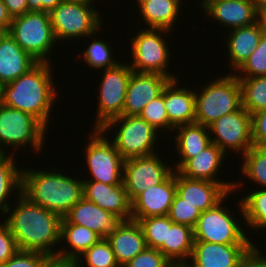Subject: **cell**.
Returning a JSON list of instances; mask_svg holds the SVG:
<instances>
[{
  "mask_svg": "<svg viewBox=\"0 0 266 267\" xmlns=\"http://www.w3.org/2000/svg\"><path fill=\"white\" fill-rule=\"evenodd\" d=\"M18 196V203L14 209L8 208L6 214L10 215L4 221L15 238L18 249L42 253L55 259L57 251L52 250L55 244H61L62 217L32 203L22 193H18Z\"/></svg>",
  "mask_w": 266,
  "mask_h": 267,
  "instance_id": "6da1fadb",
  "label": "cell"
},
{
  "mask_svg": "<svg viewBox=\"0 0 266 267\" xmlns=\"http://www.w3.org/2000/svg\"><path fill=\"white\" fill-rule=\"evenodd\" d=\"M50 62H38L27 73L3 85V105L37 118L46 128L57 92Z\"/></svg>",
  "mask_w": 266,
  "mask_h": 267,
  "instance_id": "7a4b0ae2",
  "label": "cell"
},
{
  "mask_svg": "<svg viewBox=\"0 0 266 267\" xmlns=\"http://www.w3.org/2000/svg\"><path fill=\"white\" fill-rule=\"evenodd\" d=\"M21 193L32 203L64 217L83 198V180L53 170H22Z\"/></svg>",
  "mask_w": 266,
  "mask_h": 267,
  "instance_id": "3957f363",
  "label": "cell"
},
{
  "mask_svg": "<svg viewBox=\"0 0 266 267\" xmlns=\"http://www.w3.org/2000/svg\"><path fill=\"white\" fill-rule=\"evenodd\" d=\"M242 107V90L236 74L225 75L195 91V123L209 127L221 116Z\"/></svg>",
  "mask_w": 266,
  "mask_h": 267,
  "instance_id": "277c9868",
  "label": "cell"
},
{
  "mask_svg": "<svg viewBox=\"0 0 266 267\" xmlns=\"http://www.w3.org/2000/svg\"><path fill=\"white\" fill-rule=\"evenodd\" d=\"M8 33L16 43L38 62L47 59L56 43L49 12L28 11L14 17Z\"/></svg>",
  "mask_w": 266,
  "mask_h": 267,
  "instance_id": "5b68a950",
  "label": "cell"
},
{
  "mask_svg": "<svg viewBox=\"0 0 266 267\" xmlns=\"http://www.w3.org/2000/svg\"><path fill=\"white\" fill-rule=\"evenodd\" d=\"M117 125L120 127L118 131L115 130L117 133L113 143L124 160L155 154L154 145L158 131L147 121L139 115H121L109 120L101 130L108 132Z\"/></svg>",
  "mask_w": 266,
  "mask_h": 267,
  "instance_id": "8992f818",
  "label": "cell"
},
{
  "mask_svg": "<svg viewBox=\"0 0 266 267\" xmlns=\"http://www.w3.org/2000/svg\"><path fill=\"white\" fill-rule=\"evenodd\" d=\"M47 128L34 116L5 105L0 106V154L5 155L6 147H25L32 145L40 151L44 146ZM2 146V147H1Z\"/></svg>",
  "mask_w": 266,
  "mask_h": 267,
  "instance_id": "52a82bcc",
  "label": "cell"
},
{
  "mask_svg": "<svg viewBox=\"0 0 266 267\" xmlns=\"http://www.w3.org/2000/svg\"><path fill=\"white\" fill-rule=\"evenodd\" d=\"M91 5L62 1L49 12L56 41L90 37L99 31L102 19Z\"/></svg>",
  "mask_w": 266,
  "mask_h": 267,
  "instance_id": "ba28073f",
  "label": "cell"
},
{
  "mask_svg": "<svg viewBox=\"0 0 266 267\" xmlns=\"http://www.w3.org/2000/svg\"><path fill=\"white\" fill-rule=\"evenodd\" d=\"M167 32L169 30L161 28H145L138 31L130 44L133 63L129 65L133 71L157 73L171 80L176 79L171 72H167L170 50L164 37L160 35Z\"/></svg>",
  "mask_w": 266,
  "mask_h": 267,
  "instance_id": "9c48e42d",
  "label": "cell"
},
{
  "mask_svg": "<svg viewBox=\"0 0 266 267\" xmlns=\"http://www.w3.org/2000/svg\"><path fill=\"white\" fill-rule=\"evenodd\" d=\"M90 135V142L85 148L87 169L92 174V181L108 185H117L123 182L124 159L119 154L114 143L108 140L105 132L94 129ZM104 133V134H103ZM106 137V138H105Z\"/></svg>",
  "mask_w": 266,
  "mask_h": 267,
  "instance_id": "30bf717a",
  "label": "cell"
},
{
  "mask_svg": "<svg viewBox=\"0 0 266 267\" xmlns=\"http://www.w3.org/2000/svg\"><path fill=\"white\" fill-rule=\"evenodd\" d=\"M228 194L214 207L201 212L193 228L194 241H205L218 244H254L246 236L229 211L222 207ZM245 232V234H244Z\"/></svg>",
  "mask_w": 266,
  "mask_h": 267,
  "instance_id": "8fae6325",
  "label": "cell"
},
{
  "mask_svg": "<svg viewBox=\"0 0 266 267\" xmlns=\"http://www.w3.org/2000/svg\"><path fill=\"white\" fill-rule=\"evenodd\" d=\"M132 71L130 65L125 62L105 69L102 82L99 85L98 111L93 129H101L109 120L123 115Z\"/></svg>",
  "mask_w": 266,
  "mask_h": 267,
  "instance_id": "7c38bea8",
  "label": "cell"
},
{
  "mask_svg": "<svg viewBox=\"0 0 266 267\" xmlns=\"http://www.w3.org/2000/svg\"><path fill=\"white\" fill-rule=\"evenodd\" d=\"M172 172V167H167L157 154L126 159L123 184L129 201L132 202L148 186L162 183Z\"/></svg>",
  "mask_w": 266,
  "mask_h": 267,
  "instance_id": "4fadbf2b",
  "label": "cell"
},
{
  "mask_svg": "<svg viewBox=\"0 0 266 267\" xmlns=\"http://www.w3.org/2000/svg\"><path fill=\"white\" fill-rule=\"evenodd\" d=\"M209 129L215 137L211 142L216 144L224 153L233 149L243 155L254 145L252 138L251 114L243 107L238 111L221 116L213 122Z\"/></svg>",
  "mask_w": 266,
  "mask_h": 267,
  "instance_id": "5bb4252c",
  "label": "cell"
},
{
  "mask_svg": "<svg viewBox=\"0 0 266 267\" xmlns=\"http://www.w3.org/2000/svg\"><path fill=\"white\" fill-rule=\"evenodd\" d=\"M170 80L162 74L132 71L123 115H139L147 104L162 94Z\"/></svg>",
  "mask_w": 266,
  "mask_h": 267,
  "instance_id": "9a60e30c",
  "label": "cell"
},
{
  "mask_svg": "<svg viewBox=\"0 0 266 267\" xmlns=\"http://www.w3.org/2000/svg\"><path fill=\"white\" fill-rule=\"evenodd\" d=\"M176 193V171L172 172L162 183L149 187L131 202V218L165 216Z\"/></svg>",
  "mask_w": 266,
  "mask_h": 267,
  "instance_id": "2e32d148",
  "label": "cell"
},
{
  "mask_svg": "<svg viewBox=\"0 0 266 267\" xmlns=\"http://www.w3.org/2000/svg\"><path fill=\"white\" fill-rule=\"evenodd\" d=\"M253 244H218L194 241L190 267H238L242 256Z\"/></svg>",
  "mask_w": 266,
  "mask_h": 267,
  "instance_id": "e0dca14e",
  "label": "cell"
},
{
  "mask_svg": "<svg viewBox=\"0 0 266 267\" xmlns=\"http://www.w3.org/2000/svg\"><path fill=\"white\" fill-rule=\"evenodd\" d=\"M176 193L184 202L198 208L201 212L209 210L227 194H231L221 183L201 179H191L176 171Z\"/></svg>",
  "mask_w": 266,
  "mask_h": 267,
  "instance_id": "ac0fdd59",
  "label": "cell"
},
{
  "mask_svg": "<svg viewBox=\"0 0 266 267\" xmlns=\"http://www.w3.org/2000/svg\"><path fill=\"white\" fill-rule=\"evenodd\" d=\"M201 5L208 16L229 29L257 22V11L252 0H201Z\"/></svg>",
  "mask_w": 266,
  "mask_h": 267,
  "instance_id": "d6986e66",
  "label": "cell"
},
{
  "mask_svg": "<svg viewBox=\"0 0 266 267\" xmlns=\"http://www.w3.org/2000/svg\"><path fill=\"white\" fill-rule=\"evenodd\" d=\"M64 217L72 224L89 228L101 238H106L124 221L117 214L102 209L84 197Z\"/></svg>",
  "mask_w": 266,
  "mask_h": 267,
  "instance_id": "ffe728a7",
  "label": "cell"
},
{
  "mask_svg": "<svg viewBox=\"0 0 266 267\" xmlns=\"http://www.w3.org/2000/svg\"><path fill=\"white\" fill-rule=\"evenodd\" d=\"M83 197L102 209L117 214L123 220L131 219V202L123 182L108 185L85 179L83 180Z\"/></svg>",
  "mask_w": 266,
  "mask_h": 267,
  "instance_id": "44dd1931",
  "label": "cell"
},
{
  "mask_svg": "<svg viewBox=\"0 0 266 267\" xmlns=\"http://www.w3.org/2000/svg\"><path fill=\"white\" fill-rule=\"evenodd\" d=\"M224 153L216 144L210 143L195 157L188 159L177 172L191 179L208 180L221 183L229 192H234L240 183L225 182L217 179V172L224 161ZM216 177V178H215Z\"/></svg>",
  "mask_w": 266,
  "mask_h": 267,
  "instance_id": "7402d4cb",
  "label": "cell"
},
{
  "mask_svg": "<svg viewBox=\"0 0 266 267\" xmlns=\"http://www.w3.org/2000/svg\"><path fill=\"white\" fill-rule=\"evenodd\" d=\"M120 267H124L147 245L143 231L136 220H124L106 237Z\"/></svg>",
  "mask_w": 266,
  "mask_h": 267,
  "instance_id": "603a6c76",
  "label": "cell"
},
{
  "mask_svg": "<svg viewBox=\"0 0 266 267\" xmlns=\"http://www.w3.org/2000/svg\"><path fill=\"white\" fill-rule=\"evenodd\" d=\"M36 61L7 32L0 41V84H8L34 67Z\"/></svg>",
  "mask_w": 266,
  "mask_h": 267,
  "instance_id": "cb8c5ba5",
  "label": "cell"
},
{
  "mask_svg": "<svg viewBox=\"0 0 266 267\" xmlns=\"http://www.w3.org/2000/svg\"><path fill=\"white\" fill-rule=\"evenodd\" d=\"M178 81L177 78L172 79L164 88V105L174 128L195 123V91L185 87L176 88Z\"/></svg>",
  "mask_w": 266,
  "mask_h": 267,
  "instance_id": "d4e9b609",
  "label": "cell"
},
{
  "mask_svg": "<svg viewBox=\"0 0 266 267\" xmlns=\"http://www.w3.org/2000/svg\"><path fill=\"white\" fill-rule=\"evenodd\" d=\"M194 246L191 226L174 223L167 215L166 241L158 249L171 263H188Z\"/></svg>",
  "mask_w": 266,
  "mask_h": 267,
  "instance_id": "484cf974",
  "label": "cell"
},
{
  "mask_svg": "<svg viewBox=\"0 0 266 267\" xmlns=\"http://www.w3.org/2000/svg\"><path fill=\"white\" fill-rule=\"evenodd\" d=\"M101 237L87 227L70 223L65 217L61 220L60 241H67L70 250H58L57 260L75 262L86 250L96 244Z\"/></svg>",
  "mask_w": 266,
  "mask_h": 267,
  "instance_id": "4316f807",
  "label": "cell"
},
{
  "mask_svg": "<svg viewBox=\"0 0 266 267\" xmlns=\"http://www.w3.org/2000/svg\"><path fill=\"white\" fill-rule=\"evenodd\" d=\"M227 37L228 54L231 68L235 71L258 47L264 33L258 22L241 28L232 29Z\"/></svg>",
  "mask_w": 266,
  "mask_h": 267,
  "instance_id": "83f0119b",
  "label": "cell"
},
{
  "mask_svg": "<svg viewBox=\"0 0 266 267\" xmlns=\"http://www.w3.org/2000/svg\"><path fill=\"white\" fill-rule=\"evenodd\" d=\"M174 129L179 130L175 145L181 157L175 166L177 171L188 159L195 157L211 143V133H208L209 127L198 123L180 125Z\"/></svg>",
  "mask_w": 266,
  "mask_h": 267,
  "instance_id": "f1b7e54d",
  "label": "cell"
},
{
  "mask_svg": "<svg viewBox=\"0 0 266 267\" xmlns=\"http://www.w3.org/2000/svg\"><path fill=\"white\" fill-rule=\"evenodd\" d=\"M181 0H146L138 8L143 21L149 28L172 30L173 23L179 16Z\"/></svg>",
  "mask_w": 266,
  "mask_h": 267,
  "instance_id": "f546056e",
  "label": "cell"
},
{
  "mask_svg": "<svg viewBox=\"0 0 266 267\" xmlns=\"http://www.w3.org/2000/svg\"><path fill=\"white\" fill-rule=\"evenodd\" d=\"M14 160L13 153L0 155V212L3 215L11 207L6 200L11 195L10 192L17 189L18 193H21L22 170L17 167Z\"/></svg>",
  "mask_w": 266,
  "mask_h": 267,
  "instance_id": "4dcf8cb0",
  "label": "cell"
},
{
  "mask_svg": "<svg viewBox=\"0 0 266 267\" xmlns=\"http://www.w3.org/2000/svg\"><path fill=\"white\" fill-rule=\"evenodd\" d=\"M256 190V191H255ZM238 203L241 214L250 228L266 229V188L255 189ZM264 228V229H263Z\"/></svg>",
  "mask_w": 266,
  "mask_h": 267,
  "instance_id": "1f68e13d",
  "label": "cell"
},
{
  "mask_svg": "<svg viewBox=\"0 0 266 267\" xmlns=\"http://www.w3.org/2000/svg\"><path fill=\"white\" fill-rule=\"evenodd\" d=\"M238 79L242 90V107L250 114L266 109V76Z\"/></svg>",
  "mask_w": 266,
  "mask_h": 267,
  "instance_id": "d6a6232c",
  "label": "cell"
},
{
  "mask_svg": "<svg viewBox=\"0 0 266 267\" xmlns=\"http://www.w3.org/2000/svg\"><path fill=\"white\" fill-rule=\"evenodd\" d=\"M82 260H85L86 267H120L106 238H101L96 244L81 254L74 262L75 267H82Z\"/></svg>",
  "mask_w": 266,
  "mask_h": 267,
  "instance_id": "836d02e7",
  "label": "cell"
},
{
  "mask_svg": "<svg viewBox=\"0 0 266 267\" xmlns=\"http://www.w3.org/2000/svg\"><path fill=\"white\" fill-rule=\"evenodd\" d=\"M243 156L242 173L250 181L266 187V147L253 145Z\"/></svg>",
  "mask_w": 266,
  "mask_h": 267,
  "instance_id": "e575fe53",
  "label": "cell"
},
{
  "mask_svg": "<svg viewBox=\"0 0 266 267\" xmlns=\"http://www.w3.org/2000/svg\"><path fill=\"white\" fill-rule=\"evenodd\" d=\"M131 219L136 220L140 225L147 247L159 249L166 241L167 215Z\"/></svg>",
  "mask_w": 266,
  "mask_h": 267,
  "instance_id": "d590c367",
  "label": "cell"
},
{
  "mask_svg": "<svg viewBox=\"0 0 266 267\" xmlns=\"http://www.w3.org/2000/svg\"><path fill=\"white\" fill-rule=\"evenodd\" d=\"M111 45L107 41L93 40L88 48L83 53V58L88 66L96 69H108L118 65L121 61L116 62L111 56Z\"/></svg>",
  "mask_w": 266,
  "mask_h": 267,
  "instance_id": "8d00e7d4",
  "label": "cell"
},
{
  "mask_svg": "<svg viewBox=\"0 0 266 267\" xmlns=\"http://www.w3.org/2000/svg\"><path fill=\"white\" fill-rule=\"evenodd\" d=\"M237 70L241 75L237 74V78L266 76V33H263L255 51Z\"/></svg>",
  "mask_w": 266,
  "mask_h": 267,
  "instance_id": "74e56055",
  "label": "cell"
},
{
  "mask_svg": "<svg viewBox=\"0 0 266 267\" xmlns=\"http://www.w3.org/2000/svg\"><path fill=\"white\" fill-rule=\"evenodd\" d=\"M139 116L152 125L157 131L163 129L166 132L169 129L174 131V127L170 124L166 108L164 105V89L162 94L147 104Z\"/></svg>",
  "mask_w": 266,
  "mask_h": 267,
  "instance_id": "f35d334b",
  "label": "cell"
},
{
  "mask_svg": "<svg viewBox=\"0 0 266 267\" xmlns=\"http://www.w3.org/2000/svg\"><path fill=\"white\" fill-rule=\"evenodd\" d=\"M200 215L201 211L198 208L184 202V199L175 193L168 214L174 223L185 224L194 228Z\"/></svg>",
  "mask_w": 266,
  "mask_h": 267,
  "instance_id": "ab89813d",
  "label": "cell"
},
{
  "mask_svg": "<svg viewBox=\"0 0 266 267\" xmlns=\"http://www.w3.org/2000/svg\"><path fill=\"white\" fill-rule=\"evenodd\" d=\"M172 263L158 250L150 247L137 254L124 267H169Z\"/></svg>",
  "mask_w": 266,
  "mask_h": 267,
  "instance_id": "60d3db41",
  "label": "cell"
},
{
  "mask_svg": "<svg viewBox=\"0 0 266 267\" xmlns=\"http://www.w3.org/2000/svg\"><path fill=\"white\" fill-rule=\"evenodd\" d=\"M50 258L38 252H18L0 267H43Z\"/></svg>",
  "mask_w": 266,
  "mask_h": 267,
  "instance_id": "b9f144b4",
  "label": "cell"
},
{
  "mask_svg": "<svg viewBox=\"0 0 266 267\" xmlns=\"http://www.w3.org/2000/svg\"><path fill=\"white\" fill-rule=\"evenodd\" d=\"M18 250L15 238L8 226L3 222L0 224V265H3L13 257Z\"/></svg>",
  "mask_w": 266,
  "mask_h": 267,
  "instance_id": "7bdbcfd3",
  "label": "cell"
},
{
  "mask_svg": "<svg viewBox=\"0 0 266 267\" xmlns=\"http://www.w3.org/2000/svg\"><path fill=\"white\" fill-rule=\"evenodd\" d=\"M251 119L253 144L266 147V109L251 114Z\"/></svg>",
  "mask_w": 266,
  "mask_h": 267,
  "instance_id": "ee69618b",
  "label": "cell"
},
{
  "mask_svg": "<svg viewBox=\"0 0 266 267\" xmlns=\"http://www.w3.org/2000/svg\"><path fill=\"white\" fill-rule=\"evenodd\" d=\"M260 251L253 244L240 259L238 267H266V258Z\"/></svg>",
  "mask_w": 266,
  "mask_h": 267,
  "instance_id": "f6af8a7d",
  "label": "cell"
},
{
  "mask_svg": "<svg viewBox=\"0 0 266 267\" xmlns=\"http://www.w3.org/2000/svg\"><path fill=\"white\" fill-rule=\"evenodd\" d=\"M12 18L22 16L29 11L27 0H2Z\"/></svg>",
  "mask_w": 266,
  "mask_h": 267,
  "instance_id": "bcb514c9",
  "label": "cell"
},
{
  "mask_svg": "<svg viewBox=\"0 0 266 267\" xmlns=\"http://www.w3.org/2000/svg\"><path fill=\"white\" fill-rule=\"evenodd\" d=\"M63 0H27L29 11L50 12Z\"/></svg>",
  "mask_w": 266,
  "mask_h": 267,
  "instance_id": "7dc6e473",
  "label": "cell"
},
{
  "mask_svg": "<svg viewBox=\"0 0 266 267\" xmlns=\"http://www.w3.org/2000/svg\"><path fill=\"white\" fill-rule=\"evenodd\" d=\"M12 20L13 18L9 14L8 9L6 8L2 0H0V27H3L7 31H9Z\"/></svg>",
  "mask_w": 266,
  "mask_h": 267,
  "instance_id": "c3c4849f",
  "label": "cell"
},
{
  "mask_svg": "<svg viewBox=\"0 0 266 267\" xmlns=\"http://www.w3.org/2000/svg\"><path fill=\"white\" fill-rule=\"evenodd\" d=\"M43 267H75L74 262L49 259Z\"/></svg>",
  "mask_w": 266,
  "mask_h": 267,
  "instance_id": "681fc988",
  "label": "cell"
},
{
  "mask_svg": "<svg viewBox=\"0 0 266 267\" xmlns=\"http://www.w3.org/2000/svg\"><path fill=\"white\" fill-rule=\"evenodd\" d=\"M257 22L266 33V5L257 11Z\"/></svg>",
  "mask_w": 266,
  "mask_h": 267,
  "instance_id": "f907efd6",
  "label": "cell"
},
{
  "mask_svg": "<svg viewBox=\"0 0 266 267\" xmlns=\"http://www.w3.org/2000/svg\"><path fill=\"white\" fill-rule=\"evenodd\" d=\"M252 2L254 3L256 11L266 5V0H252Z\"/></svg>",
  "mask_w": 266,
  "mask_h": 267,
  "instance_id": "816d5d0a",
  "label": "cell"
},
{
  "mask_svg": "<svg viewBox=\"0 0 266 267\" xmlns=\"http://www.w3.org/2000/svg\"><path fill=\"white\" fill-rule=\"evenodd\" d=\"M63 1L77 2V3H82V4H93L94 3V0H63Z\"/></svg>",
  "mask_w": 266,
  "mask_h": 267,
  "instance_id": "f5cc1de1",
  "label": "cell"
},
{
  "mask_svg": "<svg viewBox=\"0 0 266 267\" xmlns=\"http://www.w3.org/2000/svg\"><path fill=\"white\" fill-rule=\"evenodd\" d=\"M169 267H190L188 263H172Z\"/></svg>",
  "mask_w": 266,
  "mask_h": 267,
  "instance_id": "db71d44e",
  "label": "cell"
},
{
  "mask_svg": "<svg viewBox=\"0 0 266 267\" xmlns=\"http://www.w3.org/2000/svg\"><path fill=\"white\" fill-rule=\"evenodd\" d=\"M7 32L8 31L5 28L0 27V41L6 35Z\"/></svg>",
  "mask_w": 266,
  "mask_h": 267,
  "instance_id": "11a10c76",
  "label": "cell"
},
{
  "mask_svg": "<svg viewBox=\"0 0 266 267\" xmlns=\"http://www.w3.org/2000/svg\"><path fill=\"white\" fill-rule=\"evenodd\" d=\"M3 105V85L0 84V106Z\"/></svg>",
  "mask_w": 266,
  "mask_h": 267,
  "instance_id": "9f6ffc18",
  "label": "cell"
},
{
  "mask_svg": "<svg viewBox=\"0 0 266 267\" xmlns=\"http://www.w3.org/2000/svg\"><path fill=\"white\" fill-rule=\"evenodd\" d=\"M143 1H146V0H137V4H138V6L143 2Z\"/></svg>",
  "mask_w": 266,
  "mask_h": 267,
  "instance_id": "6f0895ef",
  "label": "cell"
}]
</instances>
